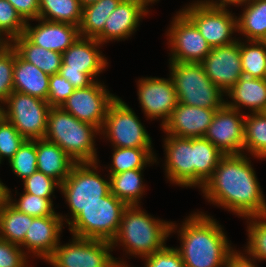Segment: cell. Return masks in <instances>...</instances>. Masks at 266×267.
Segmentation results:
<instances>
[{"mask_svg": "<svg viewBox=\"0 0 266 267\" xmlns=\"http://www.w3.org/2000/svg\"><path fill=\"white\" fill-rule=\"evenodd\" d=\"M247 154L224 155L199 189L203 198L230 213L247 218L266 213V197Z\"/></svg>", "mask_w": 266, "mask_h": 267, "instance_id": "6da1fadb", "label": "cell"}, {"mask_svg": "<svg viewBox=\"0 0 266 267\" xmlns=\"http://www.w3.org/2000/svg\"><path fill=\"white\" fill-rule=\"evenodd\" d=\"M172 233L178 234L180 246L175 248L184 267H226L229 255L235 250L219 221L198 209L179 225L172 221Z\"/></svg>", "mask_w": 266, "mask_h": 267, "instance_id": "7a4b0ae2", "label": "cell"}, {"mask_svg": "<svg viewBox=\"0 0 266 267\" xmlns=\"http://www.w3.org/2000/svg\"><path fill=\"white\" fill-rule=\"evenodd\" d=\"M172 221L156 218L147 213L141 205L128 206L123 212L119 230L111 244L120 246L126 258H145L166 246ZM119 247V248H118ZM127 255V256H126Z\"/></svg>", "mask_w": 266, "mask_h": 267, "instance_id": "3957f363", "label": "cell"}, {"mask_svg": "<svg viewBox=\"0 0 266 267\" xmlns=\"http://www.w3.org/2000/svg\"><path fill=\"white\" fill-rule=\"evenodd\" d=\"M100 130L80 121L61 107H51L47 117L45 139L57 144L75 163L100 161L96 140Z\"/></svg>", "mask_w": 266, "mask_h": 267, "instance_id": "277c9868", "label": "cell"}, {"mask_svg": "<svg viewBox=\"0 0 266 267\" xmlns=\"http://www.w3.org/2000/svg\"><path fill=\"white\" fill-rule=\"evenodd\" d=\"M100 161L94 163H75L69 176L60 184V192L69 207L70 216L62 215L64 224H69L82 208L101 201L110 193L109 175L102 177ZM100 167V168H99ZM68 215V216H67ZM66 222V223H65Z\"/></svg>", "mask_w": 266, "mask_h": 267, "instance_id": "5b68a950", "label": "cell"}, {"mask_svg": "<svg viewBox=\"0 0 266 267\" xmlns=\"http://www.w3.org/2000/svg\"><path fill=\"white\" fill-rule=\"evenodd\" d=\"M168 63L179 103L218 110L225 105V93L212 83L201 64Z\"/></svg>", "mask_w": 266, "mask_h": 267, "instance_id": "8992f818", "label": "cell"}, {"mask_svg": "<svg viewBox=\"0 0 266 267\" xmlns=\"http://www.w3.org/2000/svg\"><path fill=\"white\" fill-rule=\"evenodd\" d=\"M128 205L111 192L101 201L88 205L67 225L71 235L112 242L116 237L123 212Z\"/></svg>", "mask_w": 266, "mask_h": 267, "instance_id": "52a82bcc", "label": "cell"}, {"mask_svg": "<svg viewBox=\"0 0 266 267\" xmlns=\"http://www.w3.org/2000/svg\"><path fill=\"white\" fill-rule=\"evenodd\" d=\"M72 239V240H71ZM68 243L58 244L45 261L52 267H132L124 258L113 256L111 242L72 235Z\"/></svg>", "mask_w": 266, "mask_h": 267, "instance_id": "ba28073f", "label": "cell"}, {"mask_svg": "<svg viewBox=\"0 0 266 267\" xmlns=\"http://www.w3.org/2000/svg\"><path fill=\"white\" fill-rule=\"evenodd\" d=\"M102 46L95 38L80 36L62 53L63 62L59 74L75 89L90 86L99 80V74L109 66L106 55L100 50Z\"/></svg>", "mask_w": 266, "mask_h": 267, "instance_id": "9c48e42d", "label": "cell"}, {"mask_svg": "<svg viewBox=\"0 0 266 267\" xmlns=\"http://www.w3.org/2000/svg\"><path fill=\"white\" fill-rule=\"evenodd\" d=\"M135 111L121 97L110 104L100 130V139H106L111 147L153 148L152 137Z\"/></svg>", "mask_w": 266, "mask_h": 267, "instance_id": "30bf717a", "label": "cell"}, {"mask_svg": "<svg viewBox=\"0 0 266 267\" xmlns=\"http://www.w3.org/2000/svg\"><path fill=\"white\" fill-rule=\"evenodd\" d=\"M185 5L180 10L194 23L211 48L238 40L234 36L237 33V16L229 8L193 0Z\"/></svg>", "mask_w": 266, "mask_h": 267, "instance_id": "8fae6325", "label": "cell"}, {"mask_svg": "<svg viewBox=\"0 0 266 267\" xmlns=\"http://www.w3.org/2000/svg\"><path fill=\"white\" fill-rule=\"evenodd\" d=\"M4 104L5 119L27 140L46 135L47 117L51 106L47 101L13 91Z\"/></svg>", "mask_w": 266, "mask_h": 267, "instance_id": "7c38bea8", "label": "cell"}, {"mask_svg": "<svg viewBox=\"0 0 266 267\" xmlns=\"http://www.w3.org/2000/svg\"><path fill=\"white\" fill-rule=\"evenodd\" d=\"M171 20L165 33L170 50L168 62L200 64L210 53L211 47L180 9Z\"/></svg>", "mask_w": 266, "mask_h": 267, "instance_id": "4fadbf2b", "label": "cell"}, {"mask_svg": "<svg viewBox=\"0 0 266 267\" xmlns=\"http://www.w3.org/2000/svg\"><path fill=\"white\" fill-rule=\"evenodd\" d=\"M168 78L142 77L137 79V96L146 120H159L160 127L169 120L179 103L174 83Z\"/></svg>", "mask_w": 266, "mask_h": 267, "instance_id": "5bb4252c", "label": "cell"}, {"mask_svg": "<svg viewBox=\"0 0 266 267\" xmlns=\"http://www.w3.org/2000/svg\"><path fill=\"white\" fill-rule=\"evenodd\" d=\"M102 82L97 80L88 87L75 89L61 108L78 120L90 123L101 130L107 109L117 97L110 93L108 86Z\"/></svg>", "mask_w": 266, "mask_h": 267, "instance_id": "9a60e30c", "label": "cell"}, {"mask_svg": "<svg viewBox=\"0 0 266 267\" xmlns=\"http://www.w3.org/2000/svg\"><path fill=\"white\" fill-rule=\"evenodd\" d=\"M162 146L167 181L182 188H194V138L164 135Z\"/></svg>", "mask_w": 266, "mask_h": 267, "instance_id": "2e32d148", "label": "cell"}, {"mask_svg": "<svg viewBox=\"0 0 266 267\" xmlns=\"http://www.w3.org/2000/svg\"><path fill=\"white\" fill-rule=\"evenodd\" d=\"M245 113L224 105L213 116L205 135L223 154H243Z\"/></svg>", "mask_w": 266, "mask_h": 267, "instance_id": "e0dca14e", "label": "cell"}, {"mask_svg": "<svg viewBox=\"0 0 266 267\" xmlns=\"http://www.w3.org/2000/svg\"><path fill=\"white\" fill-rule=\"evenodd\" d=\"M200 64L212 83L226 93L243 76L239 39L229 45L211 48Z\"/></svg>", "mask_w": 266, "mask_h": 267, "instance_id": "ac0fdd59", "label": "cell"}, {"mask_svg": "<svg viewBox=\"0 0 266 267\" xmlns=\"http://www.w3.org/2000/svg\"><path fill=\"white\" fill-rule=\"evenodd\" d=\"M148 6L144 0H122L109 15L103 31L95 39L105 45L110 41H124L132 37L142 19L150 15Z\"/></svg>", "mask_w": 266, "mask_h": 267, "instance_id": "d6986e66", "label": "cell"}, {"mask_svg": "<svg viewBox=\"0 0 266 267\" xmlns=\"http://www.w3.org/2000/svg\"><path fill=\"white\" fill-rule=\"evenodd\" d=\"M64 226L66 227L58 212L48 217H35L20 247L31 258L45 262L60 243Z\"/></svg>", "mask_w": 266, "mask_h": 267, "instance_id": "ffe728a7", "label": "cell"}, {"mask_svg": "<svg viewBox=\"0 0 266 267\" xmlns=\"http://www.w3.org/2000/svg\"><path fill=\"white\" fill-rule=\"evenodd\" d=\"M26 22L24 35L35 45L46 50L65 52L79 37V27L68 23L47 21L41 18Z\"/></svg>", "mask_w": 266, "mask_h": 267, "instance_id": "44dd1931", "label": "cell"}, {"mask_svg": "<svg viewBox=\"0 0 266 267\" xmlns=\"http://www.w3.org/2000/svg\"><path fill=\"white\" fill-rule=\"evenodd\" d=\"M217 110L178 103L161 129L166 135L180 138L203 137Z\"/></svg>", "mask_w": 266, "mask_h": 267, "instance_id": "7402d4cb", "label": "cell"}, {"mask_svg": "<svg viewBox=\"0 0 266 267\" xmlns=\"http://www.w3.org/2000/svg\"><path fill=\"white\" fill-rule=\"evenodd\" d=\"M225 97V105L241 113L266 112V79L242 76Z\"/></svg>", "mask_w": 266, "mask_h": 267, "instance_id": "603a6c76", "label": "cell"}, {"mask_svg": "<svg viewBox=\"0 0 266 267\" xmlns=\"http://www.w3.org/2000/svg\"><path fill=\"white\" fill-rule=\"evenodd\" d=\"M50 75L23 60L15 50L13 89L16 92L47 101Z\"/></svg>", "mask_w": 266, "mask_h": 267, "instance_id": "cb8c5ba5", "label": "cell"}, {"mask_svg": "<svg viewBox=\"0 0 266 267\" xmlns=\"http://www.w3.org/2000/svg\"><path fill=\"white\" fill-rule=\"evenodd\" d=\"M75 162L57 144L37 139V170L60 184L69 176Z\"/></svg>", "mask_w": 266, "mask_h": 267, "instance_id": "d4e9b609", "label": "cell"}, {"mask_svg": "<svg viewBox=\"0 0 266 267\" xmlns=\"http://www.w3.org/2000/svg\"><path fill=\"white\" fill-rule=\"evenodd\" d=\"M12 47L26 62L35 65L48 75L58 74L62 66V54L33 44L24 34L12 40Z\"/></svg>", "mask_w": 266, "mask_h": 267, "instance_id": "484cf974", "label": "cell"}, {"mask_svg": "<svg viewBox=\"0 0 266 267\" xmlns=\"http://www.w3.org/2000/svg\"><path fill=\"white\" fill-rule=\"evenodd\" d=\"M240 6L244 8L237 16V33L242 36L238 39L266 41V0H250Z\"/></svg>", "mask_w": 266, "mask_h": 267, "instance_id": "4316f807", "label": "cell"}, {"mask_svg": "<svg viewBox=\"0 0 266 267\" xmlns=\"http://www.w3.org/2000/svg\"><path fill=\"white\" fill-rule=\"evenodd\" d=\"M144 170L131 169L118 174H108L110 192L128 206L141 205L143 195H146L147 190L143 180Z\"/></svg>", "mask_w": 266, "mask_h": 267, "instance_id": "83f0119b", "label": "cell"}, {"mask_svg": "<svg viewBox=\"0 0 266 267\" xmlns=\"http://www.w3.org/2000/svg\"><path fill=\"white\" fill-rule=\"evenodd\" d=\"M111 151H113L111 164L104 167L108 169V174H118L131 169H146L159 163L153 148L112 147Z\"/></svg>", "mask_w": 266, "mask_h": 267, "instance_id": "f1b7e54d", "label": "cell"}, {"mask_svg": "<svg viewBox=\"0 0 266 267\" xmlns=\"http://www.w3.org/2000/svg\"><path fill=\"white\" fill-rule=\"evenodd\" d=\"M216 146L204 137L194 138V187L200 189L212 176L224 156Z\"/></svg>", "mask_w": 266, "mask_h": 267, "instance_id": "f546056e", "label": "cell"}, {"mask_svg": "<svg viewBox=\"0 0 266 267\" xmlns=\"http://www.w3.org/2000/svg\"><path fill=\"white\" fill-rule=\"evenodd\" d=\"M34 218L18 211L5 199L0 205V239L20 246Z\"/></svg>", "mask_w": 266, "mask_h": 267, "instance_id": "4dcf8cb0", "label": "cell"}, {"mask_svg": "<svg viewBox=\"0 0 266 267\" xmlns=\"http://www.w3.org/2000/svg\"><path fill=\"white\" fill-rule=\"evenodd\" d=\"M243 153L266 160V112L245 113Z\"/></svg>", "mask_w": 266, "mask_h": 267, "instance_id": "1f68e13d", "label": "cell"}, {"mask_svg": "<svg viewBox=\"0 0 266 267\" xmlns=\"http://www.w3.org/2000/svg\"><path fill=\"white\" fill-rule=\"evenodd\" d=\"M122 0H97L82 8L79 34L82 37L96 38L104 29L109 15Z\"/></svg>", "mask_w": 266, "mask_h": 267, "instance_id": "d6a6232c", "label": "cell"}, {"mask_svg": "<svg viewBox=\"0 0 266 267\" xmlns=\"http://www.w3.org/2000/svg\"><path fill=\"white\" fill-rule=\"evenodd\" d=\"M82 8L79 0H39L38 18L79 26Z\"/></svg>", "mask_w": 266, "mask_h": 267, "instance_id": "836d02e7", "label": "cell"}, {"mask_svg": "<svg viewBox=\"0 0 266 267\" xmlns=\"http://www.w3.org/2000/svg\"><path fill=\"white\" fill-rule=\"evenodd\" d=\"M243 76L266 79V41L239 39Z\"/></svg>", "mask_w": 266, "mask_h": 267, "instance_id": "e575fe53", "label": "cell"}, {"mask_svg": "<svg viewBox=\"0 0 266 267\" xmlns=\"http://www.w3.org/2000/svg\"><path fill=\"white\" fill-rule=\"evenodd\" d=\"M15 195L10 188L6 189V200L15 207L18 211L25 213L32 217H48L56 213L54 210L53 198H42L30 193H18L15 190ZM13 194V195H12ZM20 195V197L13 198V196Z\"/></svg>", "mask_w": 266, "mask_h": 267, "instance_id": "d590c367", "label": "cell"}, {"mask_svg": "<svg viewBox=\"0 0 266 267\" xmlns=\"http://www.w3.org/2000/svg\"><path fill=\"white\" fill-rule=\"evenodd\" d=\"M244 219L248 238L242 251L258 262H266V213Z\"/></svg>", "mask_w": 266, "mask_h": 267, "instance_id": "8d00e7d4", "label": "cell"}, {"mask_svg": "<svg viewBox=\"0 0 266 267\" xmlns=\"http://www.w3.org/2000/svg\"><path fill=\"white\" fill-rule=\"evenodd\" d=\"M8 164L20 180H24L35 173L37 171V139H26L8 161Z\"/></svg>", "mask_w": 266, "mask_h": 267, "instance_id": "74e56055", "label": "cell"}, {"mask_svg": "<svg viewBox=\"0 0 266 267\" xmlns=\"http://www.w3.org/2000/svg\"><path fill=\"white\" fill-rule=\"evenodd\" d=\"M26 22L7 0H0V31L11 41L24 34Z\"/></svg>", "mask_w": 266, "mask_h": 267, "instance_id": "f35d334b", "label": "cell"}, {"mask_svg": "<svg viewBox=\"0 0 266 267\" xmlns=\"http://www.w3.org/2000/svg\"><path fill=\"white\" fill-rule=\"evenodd\" d=\"M23 191L42 198H56L55 190H60V183L40 171H36L23 181Z\"/></svg>", "mask_w": 266, "mask_h": 267, "instance_id": "ab89813d", "label": "cell"}, {"mask_svg": "<svg viewBox=\"0 0 266 267\" xmlns=\"http://www.w3.org/2000/svg\"><path fill=\"white\" fill-rule=\"evenodd\" d=\"M26 139L19 133L7 119H3L0 123V156L7 162L15 155L19 147Z\"/></svg>", "mask_w": 266, "mask_h": 267, "instance_id": "60d3db41", "label": "cell"}, {"mask_svg": "<svg viewBox=\"0 0 266 267\" xmlns=\"http://www.w3.org/2000/svg\"><path fill=\"white\" fill-rule=\"evenodd\" d=\"M15 49L11 46L0 56V102L4 103L13 89Z\"/></svg>", "mask_w": 266, "mask_h": 267, "instance_id": "b9f144b4", "label": "cell"}, {"mask_svg": "<svg viewBox=\"0 0 266 267\" xmlns=\"http://www.w3.org/2000/svg\"><path fill=\"white\" fill-rule=\"evenodd\" d=\"M29 259L19 245L0 239V267H32Z\"/></svg>", "mask_w": 266, "mask_h": 267, "instance_id": "7bdbcfd3", "label": "cell"}, {"mask_svg": "<svg viewBox=\"0 0 266 267\" xmlns=\"http://www.w3.org/2000/svg\"><path fill=\"white\" fill-rule=\"evenodd\" d=\"M74 90L73 85L61 74L50 75L47 102L51 107H61Z\"/></svg>", "mask_w": 266, "mask_h": 267, "instance_id": "ee69618b", "label": "cell"}, {"mask_svg": "<svg viewBox=\"0 0 266 267\" xmlns=\"http://www.w3.org/2000/svg\"><path fill=\"white\" fill-rule=\"evenodd\" d=\"M143 261V267H184L180 253L173 246H165L153 255L143 258Z\"/></svg>", "mask_w": 266, "mask_h": 267, "instance_id": "f6af8a7d", "label": "cell"}, {"mask_svg": "<svg viewBox=\"0 0 266 267\" xmlns=\"http://www.w3.org/2000/svg\"><path fill=\"white\" fill-rule=\"evenodd\" d=\"M12 4L17 13L25 21L38 19L39 0H7Z\"/></svg>", "mask_w": 266, "mask_h": 267, "instance_id": "bcb514c9", "label": "cell"}, {"mask_svg": "<svg viewBox=\"0 0 266 267\" xmlns=\"http://www.w3.org/2000/svg\"><path fill=\"white\" fill-rule=\"evenodd\" d=\"M256 262V259L250 258L244 251L235 249L229 255L226 267H258Z\"/></svg>", "mask_w": 266, "mask_h": 267, "instance_id": "7dc6e473", "label": "cell"}, {"mask_svg": "<svg viewBox=\"0 0 266 267\" xmlns=\"http://www.w3.org/2000/svg\"><path fill=\"white\" fill-rule=\"evenodd\" d=\"M250 0H196V2H205L207 4L217 7H239L242 4L247 3Z\"/></svg>", "mask_w": 266, "mask_h": 267, "instance_id": "c3c4849f", "label": "cell"}, {"mask_svg": "<svg viewBox=\"0 0 266 267\" xmlns=\"http://www.w3.org/2000/svg\"><path fill=\"white\" fill-rule=\"evenodd\" d=\"M12 46V41L3 33H0V56Z\"/></svg>", "mask_w": 266, "mask_h": 267, "instance_id": "681fc988", "label": "cell"}, {"mask_svg": "<svg viewBox=\"0 0 266 267\" xmlns=\"http://www.w3.org/2000/svg\"><path fill=\"white\" fill-rule=\"evenodd\" d=\"M8 188L0 179V205L6 199V189Z\"/></svg>", "mask_w": 266, "mask_h": 267, "instance_id": "f907efd6", "label": "cell"}, {"mask_svg": "<svg viewBox=\"0 0 266 267\" xmlns=\"http://www.w3.org/2000/svg\"><path fill=\"white\" fill-rule=\"evenodd\" d=\"M5 118L4 114V104L0 102V123Z\"/></svg>", "mask_w": 266, "mask_h": 267, "instance_id": "816d5d0a", "label": "cell"}, {"mask_svg": "<svg viewBox=\"0 0 266 267\" xmlns=\"http://www.w3.org/2000/svg\"><path fill=\"white\" fill-rule=\"evenodd\" d=\"M79 1H80L81 5L84 7L85 5L96 2L97 0H79Z\"/></svg>", "mask_w": 266, "mask_h": 267, "instance_id": "f5cc1de1", "label": "cell"}, {"mask_svg": "<svg viewBox=\"0 0 266 267\" xmlns=\"http://www.w3.org/2000/svg\"><path fill=\"white\" fill-rule=\"evenodd\" d=\"M148 5L153 6L152 4L158 3L160 0H144Z\"/></svg>", "mask_w": 266, "mask_h": 267, "instance_id": "db71d44e", "label": "cell"}, {"mask_svg": "<svg viewBox=\"0 0 266 267\" xmlns=\"http://www.w3.org/2000/svg\"><path fill=\"white\" fill-rule=\"evenodd\" d=\"M2 163H3V160H2V158H1V156H0V166H1Z\"/></svg>", "mask_w": 266, "mask_h": 267, "instance_id": "11a10c76", "label": "cell"}]
</instances>
